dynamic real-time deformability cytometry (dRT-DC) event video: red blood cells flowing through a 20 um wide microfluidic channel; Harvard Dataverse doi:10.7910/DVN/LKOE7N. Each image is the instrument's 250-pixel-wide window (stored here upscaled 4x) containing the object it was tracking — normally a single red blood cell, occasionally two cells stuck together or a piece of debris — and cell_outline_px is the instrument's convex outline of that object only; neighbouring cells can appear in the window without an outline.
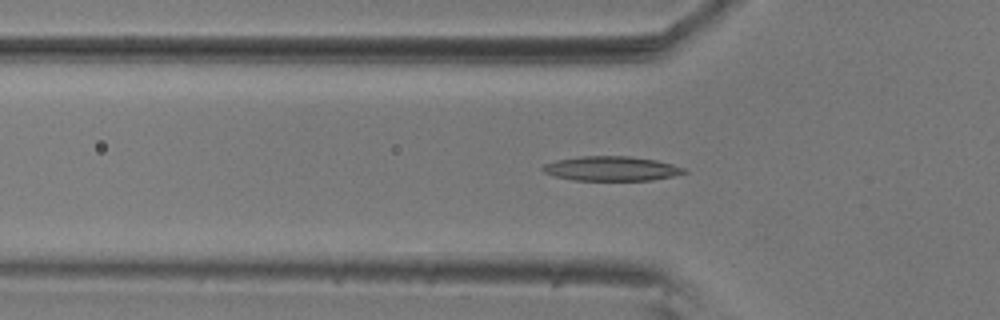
{"species": "common noctule bat (a hibernating species)", "species_latin": "Nyctalus noctula", "temperature_condition": "room temperature", "stored_images_in_passage": 55, "camera_frame_rate_fps": 3000, "um_per_image_px": 0.085, "animal": {"sex": "male", "body_mass_g": 20.5, "forearm_length_mm": 52.5}, "frame": {"image": 1, "passage_image": 18, "time_ms": 5.667, "image_size_px": [1000, 320], "cell_outline_px": [[688, 172], [672, 176], [652, 180], [576, 180], [556, 176], [544, 172], [540, 168], [544, 164], [556, 160], [580, 156], [628, 156], [656, 160], [672, 164], [684, 168]], "centroid_in_image_um": [51.96, 14.32], "position_along_channel_um": 73.8, "area_um2": 20.06}}
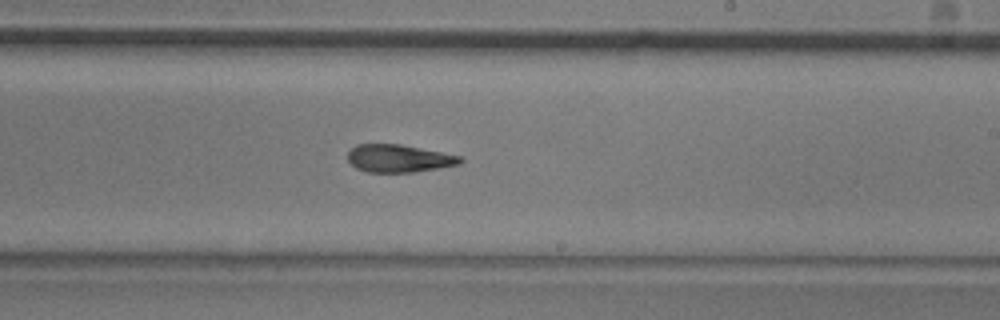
{"frame": {"image": 2, "passage_image": 33, "time_ms": 10.667, "image_size_px": [1000, 320], "cell_outline_px": [[464, 160], [460, 164], [412, 172], [368, 172], [356, 168], [348, 160], [348, 152], [356, 144], [400, 144], [460, 156]], "centroid_in_image_um": [33.87, 13.46], "position_along_channel_um": 255.1, "area_um2": 17.92}}
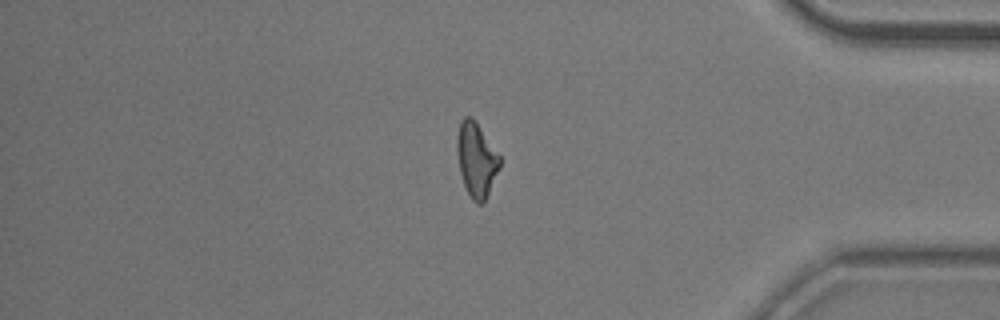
{"frame": {"image": 3, "passage_image": 47, "time_ms": 15.333, "image_size_px": [1000, 320], "cell_outline_px": [[500, 168], [484, 200], [480, 204], [476, 204], [472, 200], [464, 184], [460, 172], [456, 148], [456, 136], [460, 124], [464, 116], [472, 116], [500, 156]], "centroid_in_image_um": [40.48, 13.55], "position_along_channel_um": 394.7, "area_um2": 18.26}, "authors_computed_cell_mechanics": {"area_um2": 18.785, "velocity_mm_per_s": 3.6115, "shape_relaxation_time_tau1_ms": 7.3789, "shape_relaxation_time_tau2_ms": 3.9297, "deformation_change_tau1": 0.2025, "deformation_change_tau2": 0.1374}}